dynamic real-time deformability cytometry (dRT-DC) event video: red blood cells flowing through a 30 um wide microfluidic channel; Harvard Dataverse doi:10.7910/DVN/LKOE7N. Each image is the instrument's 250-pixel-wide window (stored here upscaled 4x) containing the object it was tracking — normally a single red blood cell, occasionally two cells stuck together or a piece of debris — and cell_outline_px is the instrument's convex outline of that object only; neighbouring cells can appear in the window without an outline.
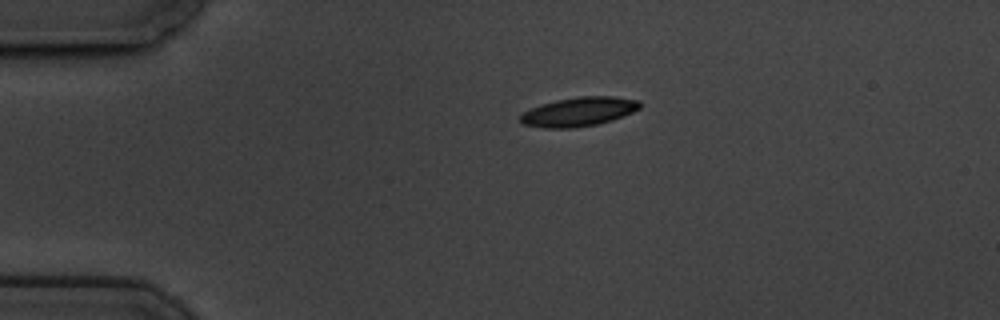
{"species": "common noctule bat (a hibernating species)", "species_latin": "Nyctalus noctula", "temperature_condition": "cold", "stored_images_in_passage": 48, "camera_frame_rate_fps": 3000, "um_per_image_px": 0.085, "animal": {"sex": "male", "body_mass_g": 19.5, "forearm_length_mm": 54.6}, "frame": {"image": 1, "passage_image": 1, "time_ms": 0.0, "image_size_px": [1000, 320], "cell_outline_px": [[640, 108], [632, 112], [612, 120], [596, 124], [572, 128], [544, 128], [524, 124], [520, 120], [520, 116], [524, 112], [540, 104], [556, 100], [576, 96], [612, 96], [640, 100]], "centroid_in_image_um": [49.2, 9.48], "position_along_channel_um": 35.8, "area_um2": 20.17}}
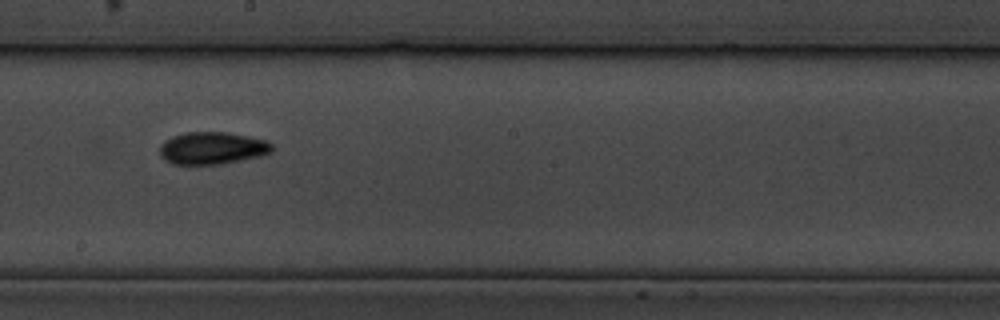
{"frame": {"image": 2, "passage_image": 22, "time_ms": 7.0, "image_size_px": [1000, 320], "cell_outline_px": [[276, 148], [272, 152], [260, 156], [220, 164], [172, 164], [164, 160], [160, 156], [160, 144], [164, 140], [172, 136], [184, 132], [228, 132], [268, 140]], "centroid_in_image_um": [18.05, 12.58], "position_along_channel_um": 230.2, "area_um2": 21.44}}
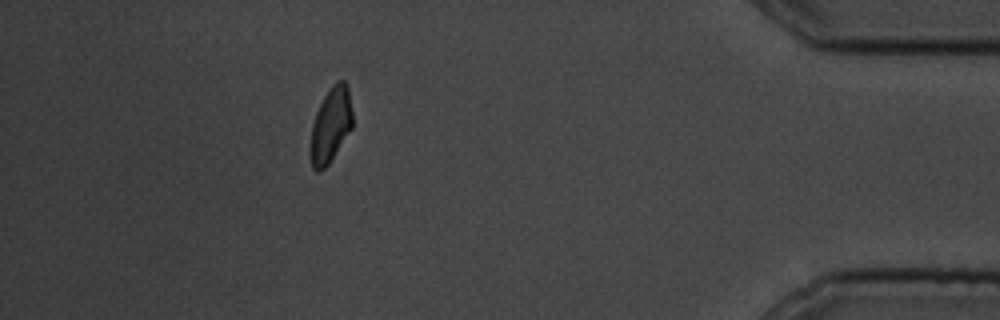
{"frame": {"image": 3, "passage_image": 42, "time_ms": 13.667, "image_size_px": [1000, 320], "cell_outline_px": [[352, 128], [328, 164], [320, 172], [316, 172], [312, 168], [308, 152], [312, 124], [316, 112], [324, 96], [332, 84], [336, 80], [344, 80], [348, 88], [352, 112]], "centroid_in_image_um": [28.07, 10.66], "position_along_channel_um": 407.1, "area_um2": 18.61}, "authors_computed_cell_mechanics": {"area_um2": 19.8254, "velocity_mm_per_s": 3.3524, "shape_relaxation_time_tau1_ms": 3.4331, "shape_relaxation_time_tau2_ms": 4.2633, "deformation_change_tau1": 0.1134, "deformation_change_tau2": 0.0981}}